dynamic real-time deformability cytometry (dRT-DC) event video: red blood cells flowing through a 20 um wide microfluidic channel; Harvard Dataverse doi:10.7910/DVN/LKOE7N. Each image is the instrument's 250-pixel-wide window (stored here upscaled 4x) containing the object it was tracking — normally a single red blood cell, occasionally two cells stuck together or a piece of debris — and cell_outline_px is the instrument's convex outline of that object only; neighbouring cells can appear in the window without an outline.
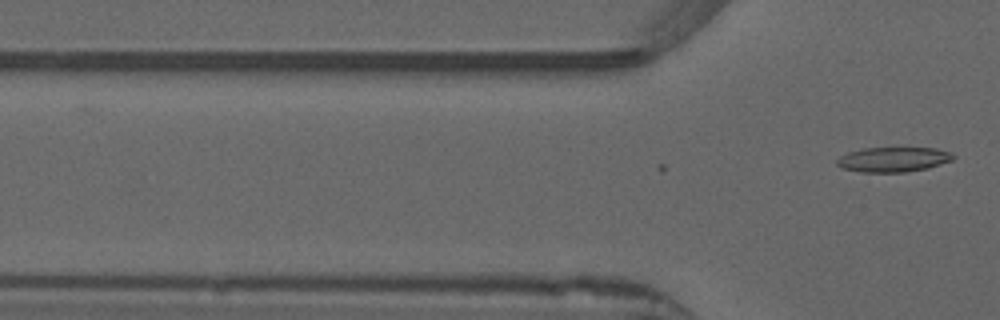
{"species": "common noctule bat (a hibernating species)", "species_latin": "Nyctalus noctula", "temperature_condition": "warm", "stored_images_in_passage": 3, "camera_frame_rate_fps": 3000, "um_per_image_px": 0.085, "animal": {"sex": "male", "forearm_length_mm": 52.5}, "frame": {"image": 1, "passage_image": 3, "time_ms": 0.667, "image_size_px": [1000, 320], "cell_outline_px": [[956, 156], [952, 160], [928, 168], [904, 172], [860, 172], [840, 168], [836, 164], [836, 160], [840, 156], [848, 152], [864, 148], [936, 148], [952, 152]], "centroid_in_image_um": [75.92, 13.55], "position_along_channel_um": 49.9, "area_um2": 16.94}}